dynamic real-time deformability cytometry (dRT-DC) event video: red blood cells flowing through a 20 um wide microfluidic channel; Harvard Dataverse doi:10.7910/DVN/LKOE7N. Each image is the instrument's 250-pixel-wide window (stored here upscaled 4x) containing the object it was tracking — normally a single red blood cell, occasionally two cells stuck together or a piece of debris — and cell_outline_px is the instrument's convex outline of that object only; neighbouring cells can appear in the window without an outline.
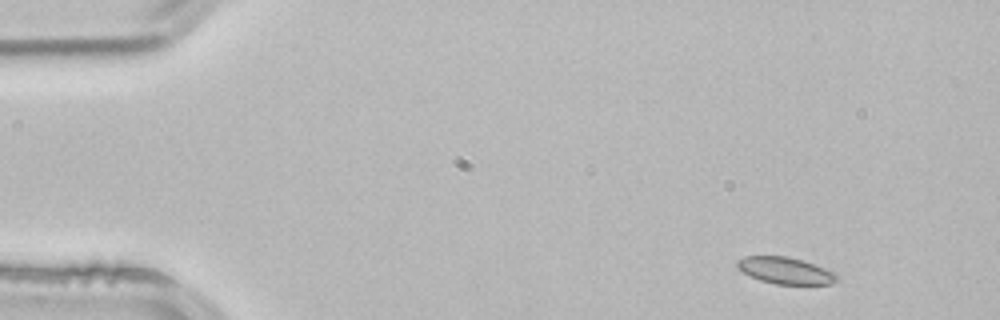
{"species": "common noctule bat (a hibernating species)", "species_latin": "Nyctalus noctula", "temperature_condition": "room temperature", "stored_images_in_passage": 3, "camera_frame_rate_fps": 3000, "um_per_image_px": 0.085, "animal": {"sex": "male", "body_mass_g": 21.5, "forearm_length_mm": 52.0}, "frame": {"image": 1, "passage_image": 1, "time_ms": 0.0, "image_size_px": [1000, 320], "cell_outline_px": [[840, 276], [832, 284], [776, 284], [760, 280], [744, 272], [736, 264], [736, 260], [744, 256], [788, 256], [804, 260], [824, 268]], "centroid_in_image_um": [66.77, 22.99], "position_along_channel_um": 18.2, "area_um2": 15.37}}